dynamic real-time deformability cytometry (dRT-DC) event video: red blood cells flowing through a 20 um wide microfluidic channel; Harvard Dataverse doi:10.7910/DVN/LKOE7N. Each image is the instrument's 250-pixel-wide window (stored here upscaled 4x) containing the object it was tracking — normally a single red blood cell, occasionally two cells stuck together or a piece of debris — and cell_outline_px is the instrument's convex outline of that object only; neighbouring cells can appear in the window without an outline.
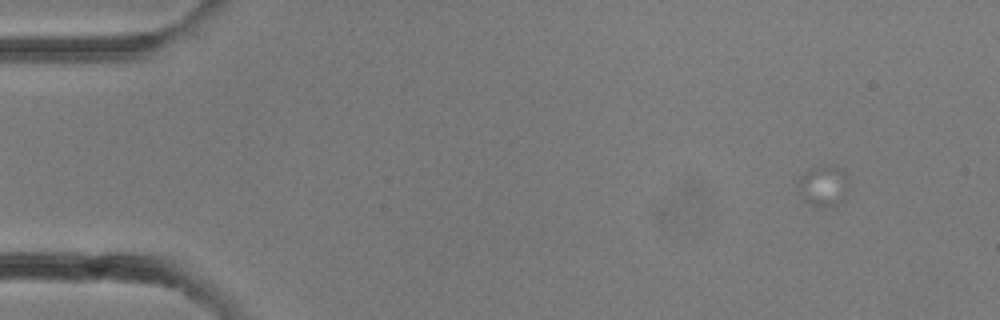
{"species": "common noctule bat (a hibernating species)", "species_latin": "Nyctalus noctula", "temperature_condition": "room temperature", "stored_images_in_passage": 12, "camera_frame_rate_fps": 3000, "um_per_image_px": 0.085, "animal": {"sex": "female"}, "frame": {"image": 1, "passage_image": 1, "time_ms": 0.0, "image_size_px": [1000, 320], "cell_outline_px": [[848, 188], [840, 204], [820, 208], [816, 208], [804, 200], [800, 196], [796, 180], [808, 168], [840, 168], [848, 176]], "centroid_in_image_um": [69.95, 15.85], "position_along_channel_um": 15.0, "area_um2": 12.08}}